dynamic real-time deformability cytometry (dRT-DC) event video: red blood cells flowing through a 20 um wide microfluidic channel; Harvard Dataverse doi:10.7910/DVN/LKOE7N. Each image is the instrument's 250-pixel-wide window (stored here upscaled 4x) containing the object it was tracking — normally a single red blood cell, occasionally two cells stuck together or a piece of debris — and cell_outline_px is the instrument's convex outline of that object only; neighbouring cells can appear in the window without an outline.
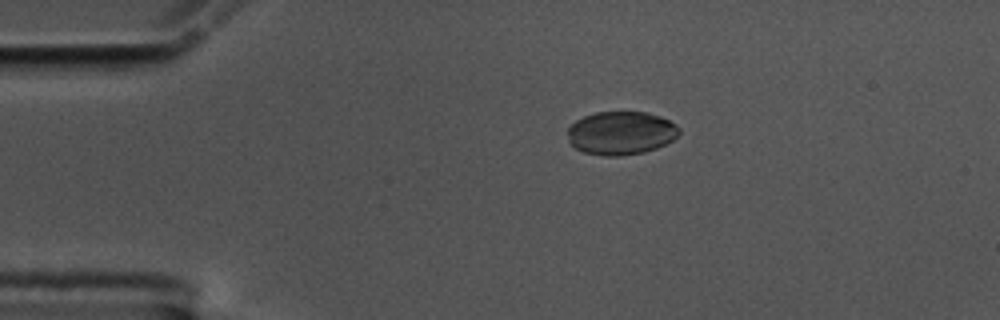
{"species": "common noctule bat (a hibernating species)", "species_latin": "Nyctalus noctula", "temperature_condition": "cold", "stored_images_in_passage": 46, "camera_frame_rate_fps": 3000, "um_per_image_px": 0.085, "animal": {"sex": "male", "body_mass_g": 17.5, "forearm_length_mm": 52.3}, "frame": {"image": 1, "passage_image": 1, "time_ms": 0.0, "image_size_px": [1000, 320], "cell_outline_px": [[680, 132], [672, 140], [656, 148], [644, 152], [620, 156], [604, 156], [584, 152], [568, 144], [568, 128], [576, 120], [584, 116], [596, 112], [644, 112], [660, 116], [676, 124], [680, 128]], "centroid_in_image_um": [52.76, 11.31], "position_along_channel_um": 32.2, "area_um2": 28.21}}
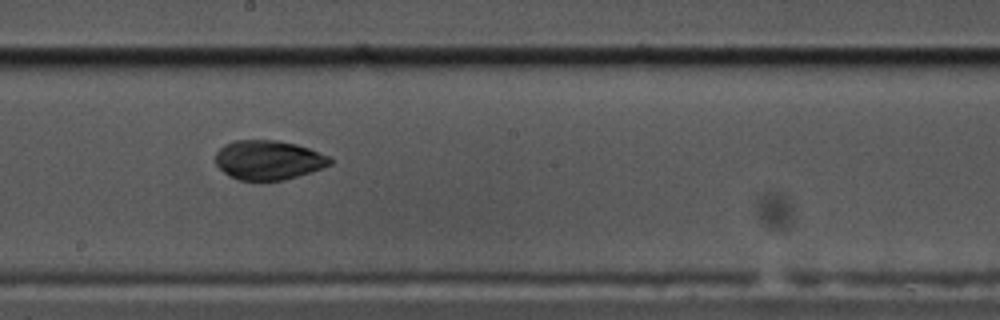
{"frame": {"image": 2, "passage_image": 21, "time_ms": 6.667, "image_size_px": [1000, 320], "cell_outline_px": [[332, 164], [284, 180], [240, 180], [228, 176], [216, 164], [216, 152], [224, 144], [236, 140], [276, 140], [296, 144], [308, 148], [328, 156], [332, 160]], "centroid_in_image_um": [22.78, 13.59], "position_along_channel_um": 225.4, "area_um2": 26.01}}
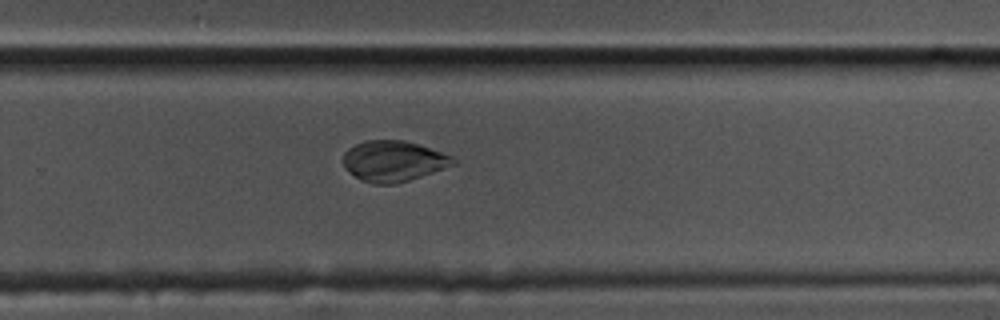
{"frame": {"image": 3, "passage_image": 27, "time_ms": 8.667, "image_size_px": [1000, 320], "cell_outline_px": [[456, 164], [396, 184], [372, 184], [360, 180], [348, 172], [344, 164], [344, 152], [348, 148], [364, 140], [404, 140], [452, 156], [456, 160]], "centroid_in_image_um": [33.4, 13.7], "position_along_channel_um": 296.4, "area_um2": 25.89}, "authors_computed_cell_mechanics": {"area_um2": 27.5128, "velocity_mm_per_s": 3.5456, "shape_relaxation_time_tau1_ms": 9.5323, "shape_relaxation_time_tau2_ms": 2.357, "deformation_change_tau1": 0.1713, "deformation_change_tau2": 0.0519}}